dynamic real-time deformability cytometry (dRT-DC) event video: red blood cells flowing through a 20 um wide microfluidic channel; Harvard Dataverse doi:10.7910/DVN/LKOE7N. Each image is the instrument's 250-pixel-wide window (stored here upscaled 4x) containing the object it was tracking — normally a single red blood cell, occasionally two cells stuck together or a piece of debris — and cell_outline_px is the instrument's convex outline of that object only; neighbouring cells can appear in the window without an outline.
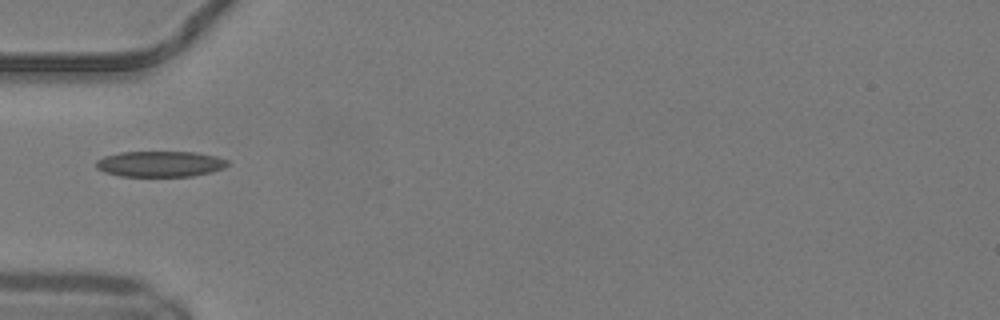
{"species": "common noctule bat (a hibernating species)", "species_latin": "Nyctalus noctula", "temperature_condition": "warm", "stored_images_in_passage": 32, "camera_frame_rate_fps": 3000, "um_per_image_px": 0.085, "animal": {"sex": "male", "body_mass_g": 19.2, "forearm_length_mm": 51.8}, "frame": {"image": 1, "passage_image": 1, "time_ms": 0.0, "image_size_px": [1000, 320], "cell_outline_px": [[228, 164], [224, 168], [212, 172], [192, 176], [120, 176], [104, 172], [96, 168], [96, 160], [104, 156], [120, 152], [196, 152], [216, 156], [228, 160]], "centroid_in_image_um": [13.61, 13.93], "position_along_channel_um": 71.4, "area_um2": 19.83}}
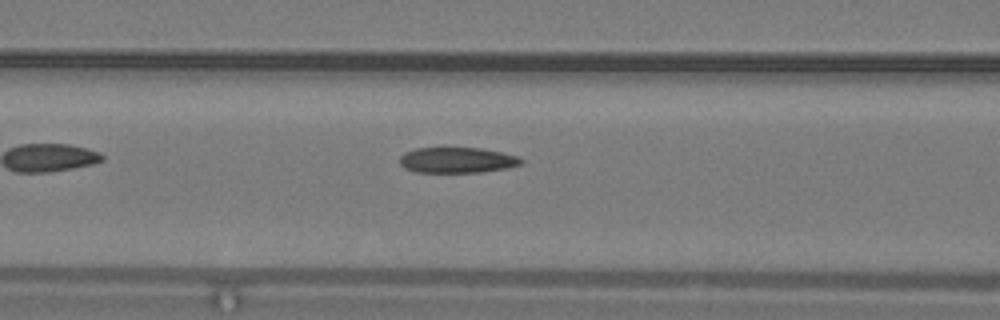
{"frame": {"image": 2, "passage_image": 5, "time_ms": 1.333, "image_size_px": [1000, 320], "cell_outline_px": [[524, 160], [520, 164], [504, 168], [480, 172], [416, 172], [404, 168], [400, 164], [400, 156], [404, 152], [416, 148], [444, 144], [480, 148], [500, 152], [516, 156]], "centroid_in_image_um": [38.75, 13.55], "position_along_channel_um": 127.8, "area_um2": 18.84}, "authors_computed_cell_mechanics": {"area_um2": 18.9584, "velocity_mm_per_s": 4.154, "shape_relaxation_time_tau1_ms": null, "shape_relaxation_time_tau2_ms": 2.1952, "deformation_change_tau1": null, "deformation_change_tau2": 0.0953}}